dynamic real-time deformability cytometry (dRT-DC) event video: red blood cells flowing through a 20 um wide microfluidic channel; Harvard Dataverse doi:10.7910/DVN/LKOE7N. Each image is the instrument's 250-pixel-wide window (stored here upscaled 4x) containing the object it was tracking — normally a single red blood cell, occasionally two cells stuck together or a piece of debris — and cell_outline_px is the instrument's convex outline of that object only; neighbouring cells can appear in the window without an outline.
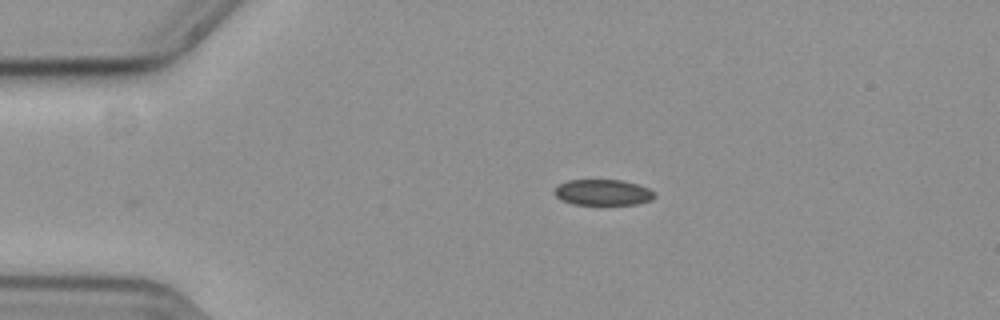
{"species": "common noctule bat (a hibernating species)", "species_latin": "Nyctalus noctula", "temperature_condition": "cold", "stored_images_in_passage": 35, "camera_frame_rate_fps": 3000, "um_per_image_px": 0.085, "animal": {"sex": "female", "body_mass_g": 19.3, "forearm_length_mm": 54.1}, "frame": {"image": 1, "passage_image": 1, "time_ms": 0.0, "image_size_px": [1000, 320], "cell_outline_px": [[656, 196], [652, 200], [636, 204], [572, 204], [560, 200], [556, 196], [556, 188], [560, 184], [568, 180], [620, 180], [636, 184], [648, 188]], "centroid_in_image_um": [51.25, 16.36], "position_along_channel_um": 33.8, "area_um2": 14.85}}
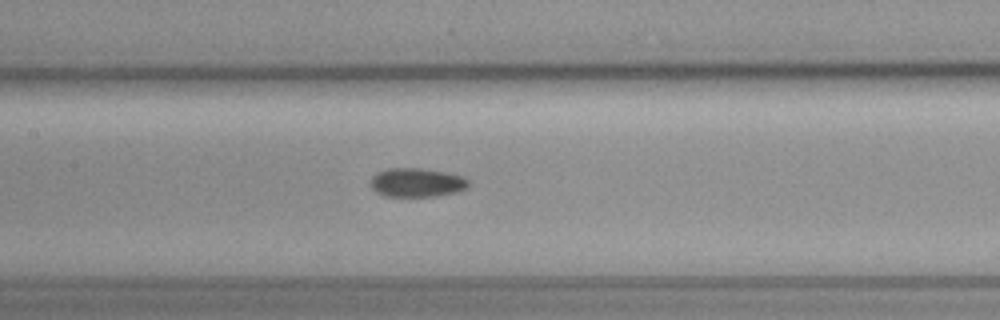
{"frame": {"image": 2, "passage_image": 16, "time_ms": 5.0, "image_size_px": [1000, 320], "cell_outline_px": [[468, 188], [456, 192], [436, 196], [384, 196], [376, 192], [368, 184], [372, 176], [376, 172], [388, 168], [420, 168], [444, 172], [464, 176], [468, 180]], "centroid_in_image_um": [35.39, 15.51], "position_along_channel_um": 172.0, "area_um2": 16.65}}
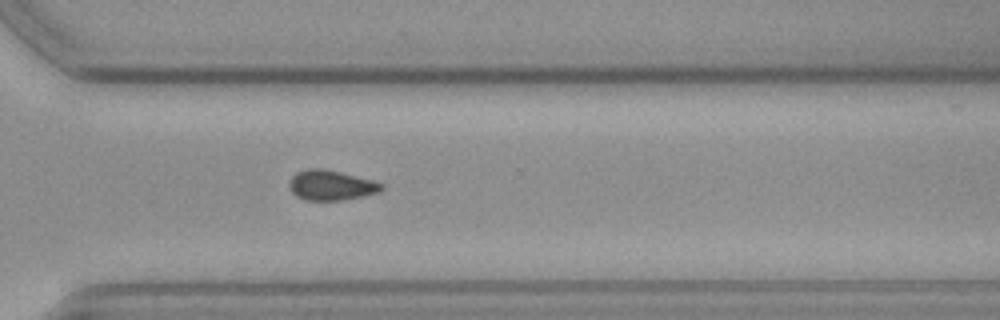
{"frame": {"image": 3, "passage_image": 30, "time_ms": 9.667, "image_size_px": [1000, 320], "cell_outline_px": [[384, 188], [380, 192], [364, 196], [344, 200], [304, 200], [296, 196], [292, 192], [288, 184], [292, 176], [296, 172], [308, 168], [320, 168], [340, 172], [372, 180], [384, 184]], "centroid_in_image_um": [28.14, 15.75], "position_along_channel_um": 342.5, "area_um2": 16.24}, "authors_computed_cell_mechanics": {"area_um2": 16.2418, "velocity_mm_per_s": 3.6617, "shape_relaxation_time_tau1_ms": null, "shape_relaxation_time_tau2_ms": 7.05, "deformation_change_tau1": null, "deformation_change_tau2": 0.1187}}